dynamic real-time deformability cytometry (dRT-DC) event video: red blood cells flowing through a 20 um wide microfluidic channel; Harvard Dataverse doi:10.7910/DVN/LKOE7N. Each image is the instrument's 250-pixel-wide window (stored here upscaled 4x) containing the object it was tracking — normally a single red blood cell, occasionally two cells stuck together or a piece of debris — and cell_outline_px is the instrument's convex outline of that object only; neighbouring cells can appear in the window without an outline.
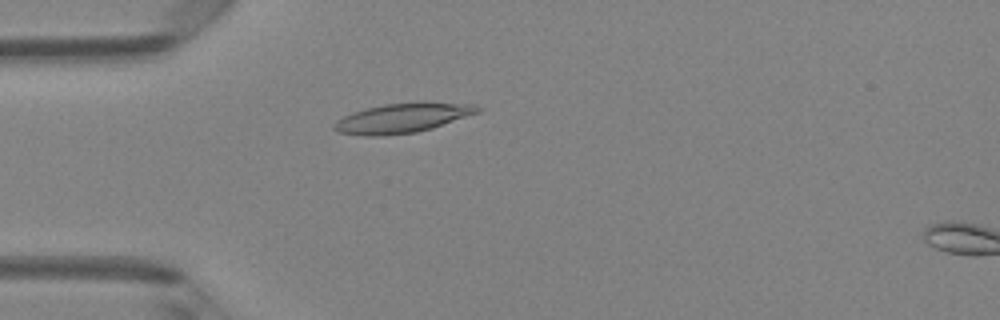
{"species": "Egyptian fruit bat (a non-hibernating species)", "species_latin": "Rousettus aegyptiacus", "temperature_condition": "room temperature", "stored_images_in_passage": 4, "camera_frame_rate_fps": 3000, "um_per_image_px": 0.085, "animal": {"sex": "female"}, "frame": {"image": 1, "passage_image": 4, "time_ms": 1.0, "image_size_px": [1000, 320], "cell_outline_px": [[484, 108], [480, 112], [432, 128], [416, 132], [384, 136], [364, 136], [340, 132], [332, 128], [332, 124], [336, 120], [352, 112], [384, 104], [424, 100], [476, 104]], "centroid_in_image_um": [34.28, 10.0], "position_along_channel_um": 50.7, "area_um2": 25.37}}